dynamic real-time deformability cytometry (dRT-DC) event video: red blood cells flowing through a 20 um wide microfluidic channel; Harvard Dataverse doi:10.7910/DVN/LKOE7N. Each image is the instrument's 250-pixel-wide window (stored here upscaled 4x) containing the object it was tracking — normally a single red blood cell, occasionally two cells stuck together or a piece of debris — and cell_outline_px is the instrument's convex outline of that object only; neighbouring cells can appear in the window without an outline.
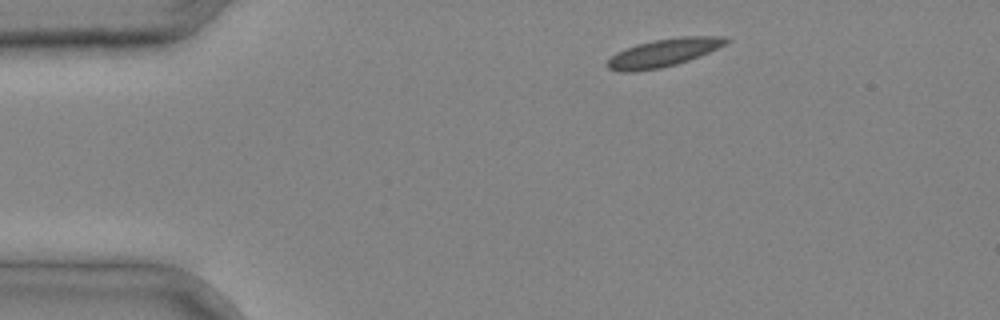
{"species": "common noctule bat (a hibernating species)", "species_latin": "Nyctalus noctula", "temperature_condition": "cold", "stored_images_in_passage": 3, "camera_frame_rate_fps": 3000, "um_per_image_px": 0.085, "animal": {"sex": "male", "body_mass_g": 20.4}, "frame": {"image": 1, "passage_image": 1, "time_ms": 0.0, "image_size_px": [1000, 320], "cell_outline_px": [[732, 40], [708, 52], [688, 60], [676, 64], [660, 68], [632, 72], [620, 72], [608, 68], [608, 60], [616, 52], [636, 44], [652, 40], [680, 36], [728, 36]], "centroid_in_image_um": [56.4, 4.47], "position_along_channel_um": 28.6, "area_um2": 19.25}}
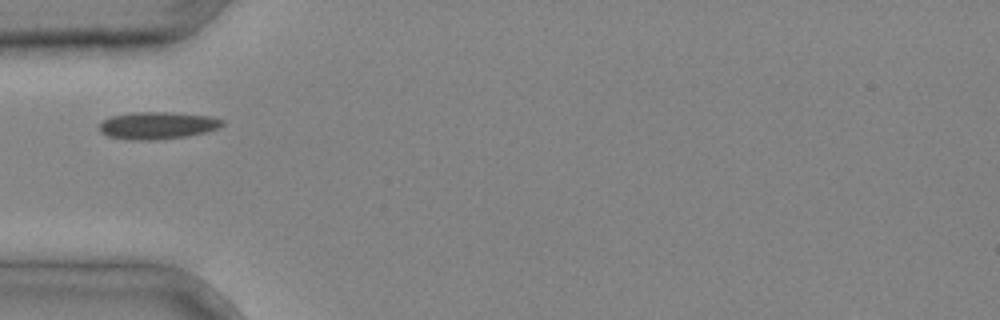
{"frame": {"image": 2, "passage_image": 2, "time_ms": 0.333, "image_size_px": [1000, 320], "cell_outline_px": [[224, 124], [220, 128], [208, 132], [188, 136], [156, 140], [124, 140], [108, 136], [100, 132], [96, 128], [104, 120], [112, 116], [132, 112], [168, 112], [212, 116], [224, 120]], "centroid_in_image_um": [13.4, 10.67], "position_along_channel_um": 71.6, "area_um2": 19.94}}